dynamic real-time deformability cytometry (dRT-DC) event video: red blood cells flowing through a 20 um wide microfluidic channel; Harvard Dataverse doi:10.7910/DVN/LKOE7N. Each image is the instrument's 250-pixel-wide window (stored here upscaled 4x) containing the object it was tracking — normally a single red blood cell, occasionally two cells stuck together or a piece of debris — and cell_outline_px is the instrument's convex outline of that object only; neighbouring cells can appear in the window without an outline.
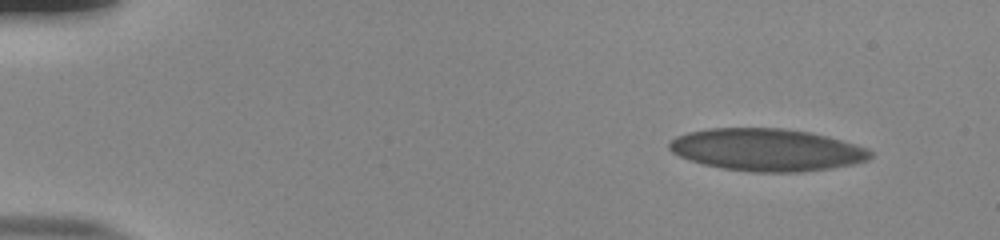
{"species": "human", "species_latin": "Homo sapiens", "temperature_condition": "room temperature", "stored_images_in_passage": 50, "camera_frame_rate_fps": 3000, "um_per_image_px": 0.085, "donor": {"sex": "male"}, "frame": {"image": 1, "passage_image": 1, "time_ms": 0.0, "image_size_px": [1000, 240], "cell_outline_px": [[872, 156], [864, 160], [852, 164], [828, 168], [796, 172], [752, 172], [724, 168], [704, 164], [680, 156], [672, 152], [668, 148], [668, 144], [676, 136], [688, 132], [712, 128], [780, 128], [808, 132], [840, 140], [864, 148], [872, 152]], "centroid_in_image_um": [65.11, 12.73], "position_along_channel_um": 19.9, "area_um2": 48.78}}
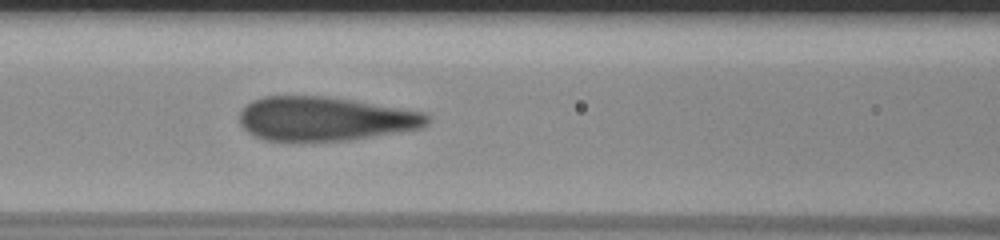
{"frame": {"image": 2, "passage_image": 20, "time_ms": 6.333, "image_size_px": [1000, 240], "cell_outline_px": [[428, 124], [420, 128], [352, 140], [264, 140], [248, 132], [240, 124], [240, 112], [252, 100], [264, 96], [328, 96], [424, 112], [428, 116]], "centroid_in_image_um": [27.61, 10.09], "position_along_channel_um": 139.0, "area_um2": 47.74}}
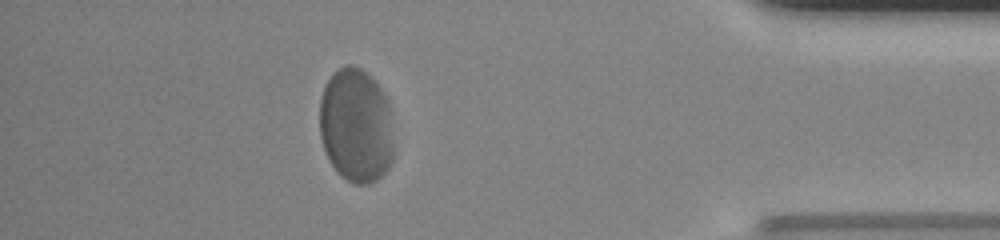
{"frame": {"image": 3, "passage_image": 44, "time_ms": 14.333, "image_size_px": [1000, 240], "cell_outline_px": [[392, 160], [388, 168], [376, 180], [368, 184], [356, 184], [340, 176], [336, 172], [324, 148], [320, 136], [320, 100], [324, 88], [328, 80], [336, 68], [344, 64], [352, 64], [360, 68], [372, 76], [376, 80], [384, 92], [388, 100], [392, 144]], "centroid_in_image_um": [30.25, 10.63], "position_along_channel_um": 404.9, "area_um2": 49.59}, "authors_computed_cell_mechanics": {"area_um2": 48.8699, "velocity_mm_per_s": 3.7681, "shape_relaxation_time_tau1_ms": 4.152, "shape_relaxation_time_tau2_ms": null, "deformation_change_tau1": 0.1278, "deformation_change_tau2": null}}